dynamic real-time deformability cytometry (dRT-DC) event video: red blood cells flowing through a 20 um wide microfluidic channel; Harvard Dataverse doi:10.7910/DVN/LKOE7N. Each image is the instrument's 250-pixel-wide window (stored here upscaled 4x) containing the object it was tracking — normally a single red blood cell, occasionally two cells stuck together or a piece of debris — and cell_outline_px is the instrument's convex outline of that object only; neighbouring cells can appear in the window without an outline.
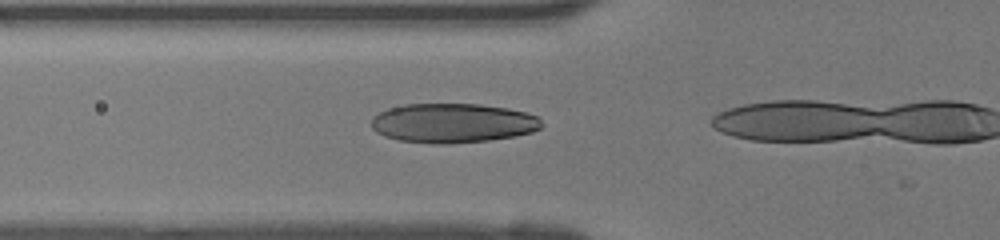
{"species": "human", "species_latin": "Homo sapiens", "temperature_condition": "room temperature", "stored_images_in_passage": 3, "camera_frame_rate_fps": 3000, "um_per_image_px": 0.085, "donor": {"sex": "female"}, "frame": {"image": 1, "passage_image": 2, "time_ms": 0.333, "image_size_px": [1000, 240], "cell_outline_px": [[540, 128], [532, 132], [516, 136], [488, 140], [448, 144], [436, 144], [400, 140], [384, 136], [376, 132], [372, 128], [372, 116], [388, 108], [404, 104], [480, 104], [508, 108], [540, 116]], "centroid_in_image_um": [38.48, 10.46], "position_along_channel_um": 87.3, "area_um2": 39.19}}